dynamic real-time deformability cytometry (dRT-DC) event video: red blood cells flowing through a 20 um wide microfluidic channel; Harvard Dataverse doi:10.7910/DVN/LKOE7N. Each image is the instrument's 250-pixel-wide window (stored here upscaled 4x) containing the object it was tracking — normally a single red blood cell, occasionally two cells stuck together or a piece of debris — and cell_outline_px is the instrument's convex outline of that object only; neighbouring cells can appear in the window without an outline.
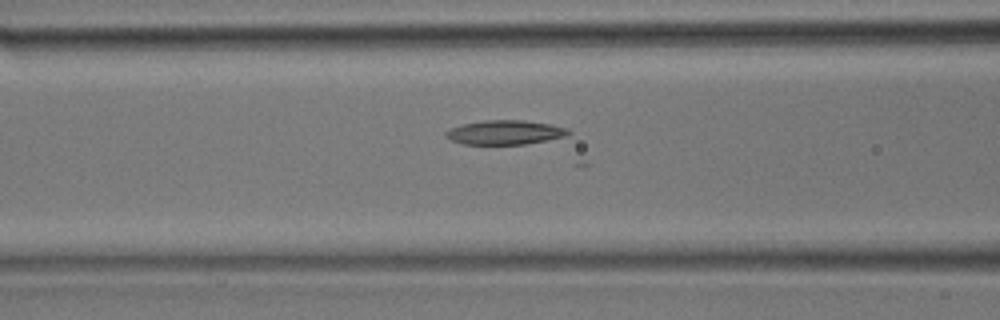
{"species": "common noctule bat (a hibernating species)", "species_latin": "Nyctalus noctula", "temperature_condition": "room temperature", "stored_images_in_passage": 16, "camera_frame_rate_fps": 3000, "um_per_image_px": 0.085, "animal": {"sex": "male", "body_mass_g": 17.9}, "frame": {"image": 1, "passage_image": 13, "time_ms": 4.0, "image_size_px": [1000, 320], "cell_outline_px": [[572, 132], [568, 136], [548, 140], [524, 144], [464, 144], [452, 140], [444, 136], [444, 132], [448, 128], [464, 124], [484, 120], [524, 120], [548, 124], [568, 128]], "centroid_in_image_um": [42.93, 11.25], "position_along_channel_um": 123.7, "area_um2": 17.4}}
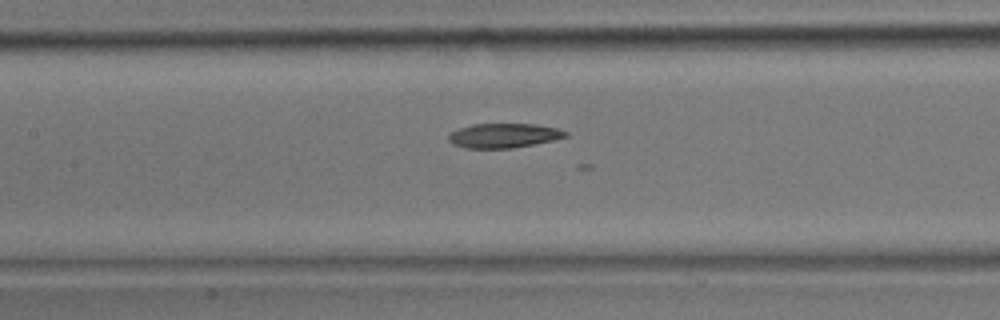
{"frame": {"image": 2, "passage_image": 15, "time_ms": 4.667, "image_size_px": [1000, 320], "cell_outline_px": [[568, 136], [552, 140], [512, 148], [464, 148], [452, 144], [448, 140], [448, 136], [452, 132], [460, 128], [472, 124], [536, 124], [556, 128], [568, 132]], "centroid_in_image_um": [42.8, 11.52], "position_along_channel_um": 164.6, "area_um2": 16.53}}